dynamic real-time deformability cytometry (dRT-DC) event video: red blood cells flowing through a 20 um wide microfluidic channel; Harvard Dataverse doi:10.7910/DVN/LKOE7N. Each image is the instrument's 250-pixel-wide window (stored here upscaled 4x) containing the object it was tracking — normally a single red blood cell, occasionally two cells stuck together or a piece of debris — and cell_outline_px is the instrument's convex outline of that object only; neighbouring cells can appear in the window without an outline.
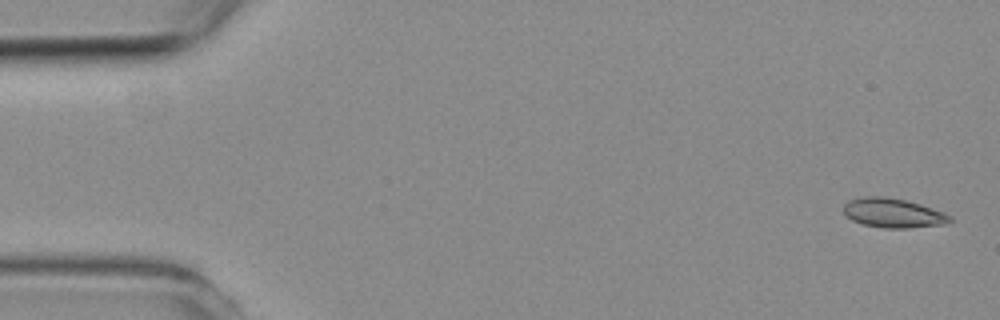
{"species": "common noctule bat (a hibernating species)", "species_latin": "Nyctalus noctula", "temperature_condition": "room temperature", "stored_images_in_passage": 5, "segment_of_instrument_passage": [2, 2], "camera_frame_rate_fps": 3000, "um_per_image_px": 0.085, "animal": {"sex": "female", "body_mass_g": 19.3, "forearm_length_mm": 54.1}, "frame": {"image": 1, "passage_image": 5, "time_ms": 4.667, "image_size_px": [1000, 320], "cell_outline_px": [[952, 220], [948, 224], [908, 228], [884, 228], [864, 224], [852, 220], [844, 216], [844, 204], [848, 200], [864, 196], [884, 196], [904, 200], [920, 204], [944, 212], [952, 216]], "centroid_in_image_um": [75.92, 18.11], "position_along_channel_um": 9.1, "area_um2": 18.32}}